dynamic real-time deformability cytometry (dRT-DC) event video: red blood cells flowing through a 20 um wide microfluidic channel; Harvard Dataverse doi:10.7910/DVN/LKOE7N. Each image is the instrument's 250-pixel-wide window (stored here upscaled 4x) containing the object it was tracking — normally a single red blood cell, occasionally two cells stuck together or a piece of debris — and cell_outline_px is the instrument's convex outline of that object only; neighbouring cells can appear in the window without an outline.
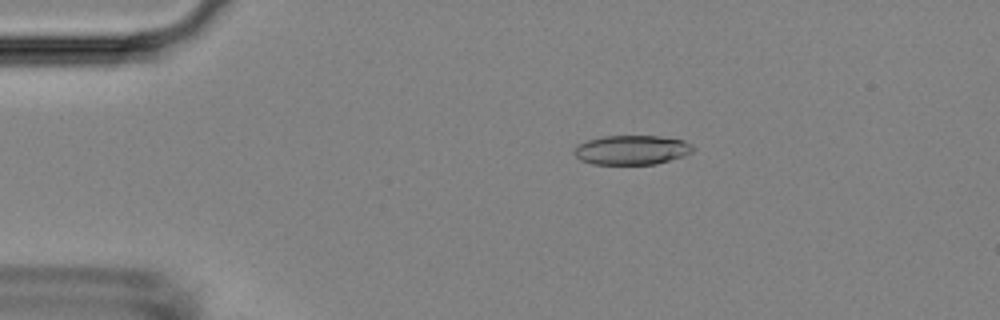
{"species": "Egyptian fruit bat (a non-hibernating species)", "species_latin": "Rousettus aegyptiacus", "temperature_condition": "room temperature", "stored_images_in_passage": 52, "camera_frame_rate_fps": 3000, "um_per_image_px": 0.085, "animal": {"sex": "female"}, "frame": {"image": 1, "passage_image": 9, "time_ms": 2.667, "image_size_px": [1000, 320], "cell_outline_px": [[692, 152], [684, 156], [656, 164], [592, 164], [580, 160], [572, 152], [580, 144], [588, 140], [600, 136], [660, 136], [684, 140], [692, 144]], "centroid_in_image_um": [53.7, 12.74], "position_along_channel_um": 31.3, "area_um2": 20.35}}
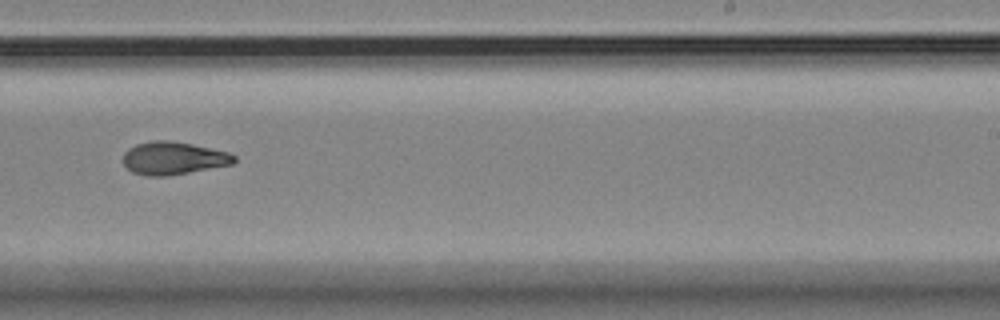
{"frame": {"image": 2, "passage_image": 32, "time_ms": 10.333, "image_size_px": [1000, 320], "cell_outline_px": [[236, 160], [232, 164], [168, 176], [148, 176], [132, 172], [124, 164], [124, 152], [128, 148], [136, 144], [152, 140], [172, 140], [192, 144], [228, 152], [236, 156]], "centroid_in_image_um": [14.72, 13.44], "position_along_channel_um": 274.3, "area_um2": 21.21}}
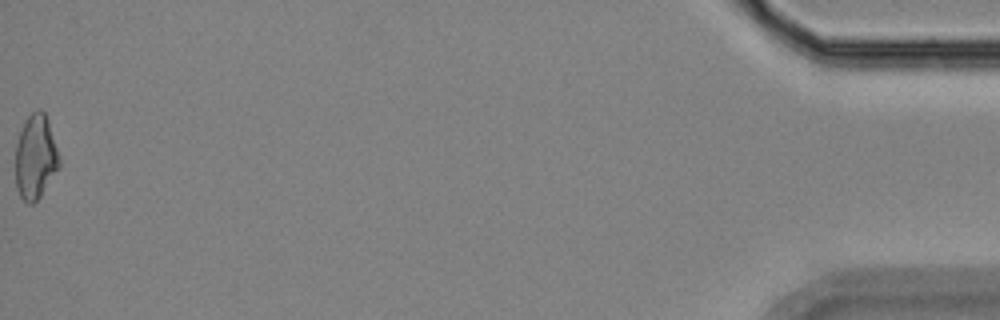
{"frame": {"image": 3, "passage_image": 52, "time_ms": 17.0, "image_size_px": [1000, 320], "cell_outline_px": [[60, 164], [40, 196], [32, 204], [28, 204], [20, 196], [16, 188], [16, 144], [20, 132], [28, 116], [36, 108], [40, 108], [44, 112], [48, 120], [60, 160]], "centroid_in_image_um": [3.01, 13.33], "position_along_channel_um": 432.2, "area_um2": 21.15}, "authors_computed_cell_mechanics": {"area_um2": 21.2126, "velocity_mm_per_s": 3.7924, "shape_relaxation_time_tau1_ms": 7.5299, "shape_relaxation_time_tau2_ms": 4.0678, "deformation_change_tau1": 0.1759, "deformation_change_tau2": 0.1153}}